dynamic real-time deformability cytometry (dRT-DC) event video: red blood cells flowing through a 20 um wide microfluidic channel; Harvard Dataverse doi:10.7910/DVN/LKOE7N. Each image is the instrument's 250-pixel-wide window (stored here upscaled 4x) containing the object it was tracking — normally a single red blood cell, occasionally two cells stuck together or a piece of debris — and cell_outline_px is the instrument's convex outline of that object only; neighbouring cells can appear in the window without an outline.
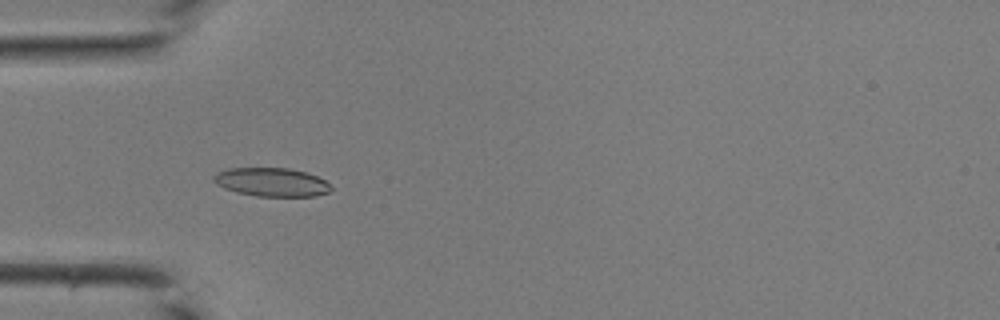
{"species": "common noctule bat (a hibernating species)", "species_latin": "Nyctalus noctula", "temperature_condition": "room temperature", "stored_images_in_passage": 41, "camera_frame_rate_fps": 3000, "um_per_image_px": 0.085, "animal": {"sex": "male", "body_mass_g": 19.0, "forearm_length_mm": 50.8}, "frame": {"image": 1, "passage_image": 12, "time_ms": 3.667, "image_size_px": [1000, 320], "cell_outline_px": [[332, 188], [328, 192], [316, 196], [256, 196], [236, 192], [224, 188], [216, 184], [212, 180], [212, 176], [216, 172], [228, 168], [288, 168], [308, 172], [324, 180]], "centroid_in_image_um": [23.04, 15.47], "position_along_channel_um": 62.0, "area_um2": 19.65}}
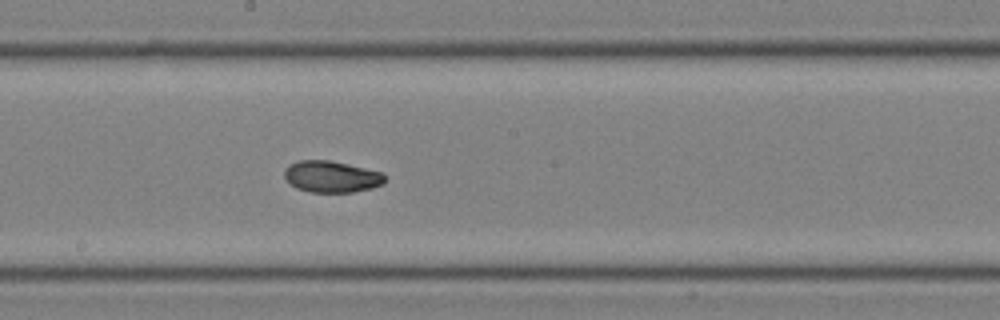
{"frame": {"image": 2, "passage_image": 22, "time_ms": 7.0, "image_size_px": [1000, 320], "cell_outline_px": [[384, 184], [372, 188], [352, 192], [308, 192], [296, 188], [288, 184], [284, 176], [284, 168], [288, 164], [300, 160], [328, 160], [348, 164], [384, 172]], "centroid_in_image_um": [28.14, 15.01], "position_along_channel_um": 220.1, "area_um2": 18.73}}
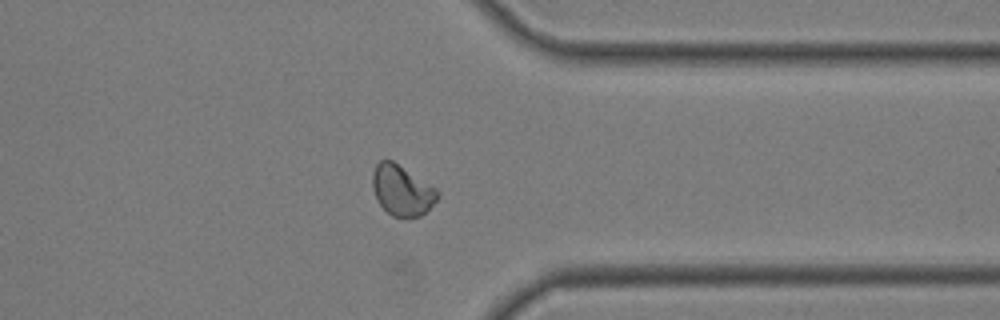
{"frame": {"image": 3, "passage_image": 32, "time_ms": 10.333, "image_size_px": [1000, 320], "cell_outline_px": [[440, 196], [420, 216], [408, 220], [404, 220], [392, 216], [376, 200], [372, 188], [372, 172], [376, 164], [380, 160], [392, 160], [436, 188], [440, 192]], "centroid_in_image_um": [34.15, 16.21], "position_along_channel_um": 377.3, "area_um2": 19.36}}